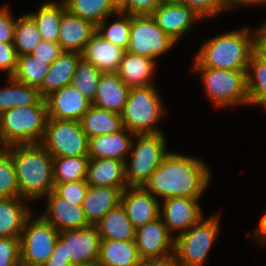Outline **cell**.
<instances>
[{
	"instance_id": "16",
	"label": "cell",
	"mask_w": 266,
	"mask_h": 266,
	"mask_svg": "<svg viewBox=\"0 0 266 266\" xmlns=\"http://www.w3.org/2000/svg\"><path fill=\"white\" fill-rule=\"evenodd\" d=\"M151 15L164 33L175 42L190 32L195 23L203 20L184 3L160 4Z\"/></svg>"
},
{
	"instance_id": "26",
	"label": "cell",
	"mask_w": 266,
	"mask_h": 266,
	"mask_svg": "<svg viewBox=\"0 0 266 266\" xmlns=\"http://www.w3.org/2000/svg\"><path fill=\"white\" fill-rule=\"evenodd\" d=\"M81 53L76 51H63L50 65L41 87L40 95L45 98L51 92L72 83L76 66Z\"/></svg>"
},
{
	"instance_id": "11",
	"label": "cell",
	"mask_w": 266,
	"mask_h": 266,
	"mask_svg": "<svg viewBox=\"0 0 266 266\" xmlns=\"http://www.w3.org/2000/svg\"><path fill=\"white\" fill-rule=\"evenodd\" d=\"M175 44L157 25L152 15H131L128 52L156 60Z\"/></svg>"
},
{
	"instance_id": "43",
	"label": "cell",
	"mask_w": 266,
	"mask_h": 266,
	"mask_svg": "<svg viewBox=\"0 0 266 266\" xmlns=\"http://www.w3.org/2000/svg\"><path fill=\"white\" fill-rule=\"evenodd\" d=\"M182 3L193 10L203 21L225 11L223 0H182Z\"/></svg>"
},
{
	"instance_id": "56",
	"label": "cell",
	"mask_w": 266,
	"mask_h": 266,
	"mask_svg": "<svg viewBox=\"0 0 266 266\" xmlns=\"http://www.w3.org/2000/svg\"><path fill=\"white\" fill-rule=\"evenodd\" d=\"M258 5H266V0H259Z\"/></svg>"
},
{
	"instance_id": "27",
	"label": "cell",
	"mask_w": 266,
	"mask_h": 266,
	"mask_svg": "<svg viewBox=\"0 0 266 266\" xmlns=\"http://www.w3.org/2000/svg\"><path fill=\"white\" fill-rule=\"evenodd\" d=\"M156 61L125 51L117 71L122 81L129 87L152 85L156 75Z\"/></svg>"
},
{
	"instance_id": "3",
	"label": "cell",
	"mask_w": 266,
	"mask_h": 266,
	"mask_svg": "<svg viewBox=\"0 0 266 266\" xmlns=\"http://www.w3.org/2000/svg\"><path fill=\"white\" fill-rule=\"evenodd\" d=\"M255 50V29L249 30L246 27L228 31L205 41L198 51L193 66L247 70L250 57Z\"/></svg>"
},
{
	"instance_id": "35",
	"label": "cell",
	"mask_w": 266,
	"mask_h": 266,
	"mask_svg": "<svg viewBox=\"0 0 266 266\" xmlns=\"http://www.w3.org/2000/svg\"><path fill=\"white\" fill-rule=\"evenodd\" d=\"M89 159V156L53 157V182L86 179Z\"/></svg>"
},
{
	"instance_id": "22",
	"label": "cell",
	"mask_w": 266,
	"mask_h": 266,
	"mask_svg": "<svg viewBox=\"0 0 266 266\" xmlns=\"http://www.w3.org/2000/svg\"><path fill=\"white\" fill-rule=\"evenodd\" d=\"M130 89L131 87L122 81L117 72L102 73L91 104L120 114L128 99Z\"/></svg>"
},
{
	"instance_id": "19",
	"label": "cell",
	"mask_w": 266,
	"mask_h": 266,
	"mask_svg": "<svg viewBox=\"0 0 266 266\" xmlns=\"http://www.w3.org/2000/svg\"><path fill=\"white\" fill-rule=\"evenodd\" d=\"M125 49L105 40L97 31L85 44L81 57L102 73L117 72Z\"/></svg>"
},
{
	"instance_id": "24",
	"label": "cell",
	"mask_w": 266,
	"mask_h": 266,
	"mask_svg": "<svg viewBox=\"0 0 266 266\" xmlns=\"http://www.w3.org/2000/svg\"><path fill=\"white\" fill-rule=\"evenodd\" d=\"M124 189L89 186L81 205L88 222L95 225L107 212L117 207Z\"/></svg>"
},
{
	"instance_id": "52",
	"label": "cell",
	"mask_w": 266,
	"mask_h": 266,
	"mask_svg": "<svg viewBox=\"0 0 266 266\" xmlns=\"http://www.w3.org/2000/svg\"><path fill=\"white\" fill-rule=\"evenodd\" d=\"M224 1V6H225V11L229 9H235L236 7H251L252 5H257L259 0H223Z\"/></svg>"
},
{
	"instance_id": "8",
	"label": "cell",
	"mask_w": 266,
	"mask_h": 266,
	"mask_svg": "<svg viewBox=\"0 0 266 266\" xmlns=\"http://www.w3.org/2000/svg\"><path fill=\"white\" fill-rule=\"evenodd\" d=\"M219 214L204 217L188 230L175 236L174 252L180 266H204L220 231Z\"/></svg>"
},
{
	"instance_id": "37",
	"label": "cell",
	"mask_w": 266,
	"mask_h": 266,
	"mask_svg": "<svg viewBox=\"0 0 266 266\" xmlns=\"http://www.w3.org/2000/svg\"><path fill=\"white\" fill-rule=\"evenodd\" d=\"M41 40L36 23L27 13L17 18L13 44L18 56L31 54Z\"/></svg>"
},
{
	"instance_id": "23",
	"label": "cell",
	"mask_w": 266,
	"mask_h": 266,
	"mask_svg": "<svg viewBox=\"0 0 266 266\" xmlns=\"http://www.w3.org/2000/svg\"><path fill=\"white\" fill-rule=\"evenodd\" d=\"M86 181L93 187L127 188L125 162L110 158H90Z\"/></svg>"
},
{
	"instance_id": "15",
	"label": "cell",
	"mask_w": 266,
	"mask_h": 266,
	"mask_svg": "<svg viewBox=\"0 0 266 266\" xmlns=\"http://www.w3.org/2000/svg\"><path fill=\"white\" fill-rule=\"evenodd\" d=\"M198 200L187 197L163 200L159 214L171 234L178 231L181 234L203 218Z\"/></svg>"
},
{
	"instance_id": "39",
	"label": "cell",
	"mask_w": 266,
	"mask_h": 266,
	"mask_svg": "<svg viewBox=\"0 0 266 266\" xmlns=\"http://www.w3.org/2000/svg\"><path fill=\"white\" fill-rule=\"evenodd\" d=\"M101 75L100 70L81 57L77 63L72 84L92 103Z\"/></svg>"
},
{
	"instance_id": "55",
	"label": "cell",
	"mask_w": 266,
	"mask_h": 266,
	"mask_svg": "<svg viewBox=\"0 0 266 266\" xmlns=\"http://www.w3.org/2000/svg\"><path fill=\"white\" fill-rule=\"evenodd\" d=\"M161 4L167 3H182V0H160Z\"/></svg>"
},
{
	"instance_id": "7",
	"label": "cell",
	"mask_w": 266,
	"mask_h": 266,
	"mask_svg": "<svg viewBox=\"0 0 266 266\" xmlns=\"http://www.w3.org/2000/svg\"><path fill=\"white\" fill-rule=\"evenodd\" d=\"M192 72L201 75L205 95L217 108L248 105L247 70L214 69L192 66Z\"/></svg>"
},
{
	"instance_id": "33",
	"label": "cell",
	"mask_w": 266,
	"mask_h": 266,
	"mask_svg": "<svg viewBox=\"0 0 266 266\" xmlns=\"http://www.w3.org/2000/svg\"><path fill=\"white\" fill-rule=\"evenodd\" d=\"M9 86L0 88V114L4 111L37 104L43 97L35 87L25 85L13 77H8Z\"/></svg>"
},
{
	"instance_id": "53",
	"label": "cell",
	"mask_w": 266,
	"mask_h": 266,
	"mask_svg": "<svg viewBox=\"0 0 266 266\" xmlns=\"http://www.w3.org/2000/svg\"><path fill=\"white\" fill-rule=\"evenodd\" d=\"M111 2L118 10L126 4V0H111Z\"/></svg>"
},
{
	"instance_id": "58",
	"label": "cell",
	"mask_w": 266,
	"mask_h": 266,
	"mask_svg": "<svg viewBox=\"0 0 266 266\" xmlns=\"http://www.w3.org/2000/svg\"><path fill=\"white\" fill-rule=\"evenodd\" d=\"M4 148L1 146V144H0V152L3 150Z\"/></svg>"
},
{
	"instance_id": "57",
	"label": "cell",
	"mask_w": 266,
	"mask_h": 266,
	"mask_svg": "<svg viewBox=\"0 0 266 266\" xmlns=\"http://www.w3.org/2000/svg\"><path fill=\"white\" fill-rule=\"evenodd\" d=\"M16 266H37V265H28V264H25V263H20L19 265H16Z\"/></svg>"
},
{
	"instance_id": "54",
	"label": "cell",
	"mask_w": 266,
	"mask_h": 266,
	"mask_svg": "<svg viewBox=\"0 0 266 266\" xmlns=\"http://www.w3.org/2000/svg\"><path fill=\"white\" fill-rule=\"evenodd\" d=\"M69 266H97V264H89V263H72Z\"/></svg>"
},
{
	"instance_id": "30",
	"label": "cell",
	"mask_w": 266,
	"mask_h": 266,
	"mask_svg": "<svg viewBox=\"0 0 266 266\" xmlns=\"http://www.w3.org/2000/svg\"><path fill=\"white\" fill-rule=\"evenodd\" d=\"M82 130L89 138L116 133L124 128L120 114L90 105L80 120Z\"/></svg>"
},
{
	"instance_id": "1",
	"label": "cell",
	"mask_w": 266,
	"mask_h": 266,
	"mask_svg": "<svg viewBox=\"0 0 266 266\" xmlns=\"http://www.w3.org/2000/svg\"><path fill=\"white\" fill-rule=\"evenodd\" d=\"M210 179V169L203 160L169 152L143 187L162 200L173 197L201 199Z\"/></svg>"
},
{
	"instance_id": "49",
	"label": "cell",
	"mask_w": 266,
	"mask_h": 266,
	"mask_svg": "<svg viewBox=\"0 0 266 266\" xmlns=\"http://www.w3.org/2000/svg\"><path fill=\"white\" fill-rule=\"evenodd\" d=\"M137 266H180L176 253L157 258L140 259Z\"/></svg>"
},
{
	"instance_id": "45",
	"label": "cell",
	"mask_w": 266,
	"mask_h": 266,
	"mask_svg": "<svg viewBox=\"0 0 266 266\" xmlns=\"http://www.w3.org/2000/svg\"><path fill=\"white\" fill-rule=\"evenodd\" d=\"M160 4V0H126L119 11L129 15H151Z\"/></svg>"
},
{
	"instance_id": "41",
	"label": "cell",
	"mask_w": 266,
	"mask_h": 266,
	"mask_svg": "<svg viewBox=\"0 0 266 266\" xmlns=\"http://www.w3.org/2000/svg\"><path fill=\"white\" fill-rule=\"evenodd\" d=\"M86 179L66 183H54L53 192L74 205H82L88 190Z\"/></svg>"
},
{
	"instance_id": "21",
	"label": "cell",
	"mask_w": 266,
	"mask_h": 266,
	"mask_svg": "<svg viewBox=\"0 0 266 266\" xmlns=\"http://www.w3.org/2000/svg\"><path fill=\"white\" fill-rule=\"evenodd\" d=\"M134 135L124 127L116 133L91 137L88 142V156L89 158H110L125 162Z\"/></svg>"
},
{
	"instance_id": "50",
	"label": "cell",
	"mask_w": 266,
	"mask_h": 266,
	"mask_svg": "<svg viewBox=\"0 0 266 266\" xmlns=\"http://www.w3.org/2000/svg\"><path fill=\"white\" fill-rule=\"evenodd\" d=\"M256 50L266 58V22L256 29Z\"/></svg>"
},
{
	"instance_id": "13",
	"label": "cell",
	"mask_w": 266,
	"mask_h": 266,
	"mask_svg": "<svg viewBox=\"0 0 266 266\" xmlns=\"http://www.w3.org/2000/svg\"><path fill=\"white\" fill-rule=\"evenodd\" d=\"M48 118L80 121L91 102L71 83L45 97Z\"/></svg>"
},
{
	"instance_id": "36",
	"label": "cell",
	"mask_w": 266,
	"mask_h": 266,
	"mask_svg": "<svg viewBox=\"0 0 266 266\" xmlns=\"http://www.w3.org/2000/svg\"><path fill=\"white\" fill-rule=\"evenodd\" d=\"M49 68L50 65L46 61H41L31 54L20 55L12 77L25 85L39 89Z\"/></svg>"
},
{
	"instance_id": "32",
	"label": "cell",
	"mask_w": 266,
	"mask_h": 266,
	"mask_svg": "<svg viewBox=\"0 0 266 266\" xmlns=\"http://www.w3.org/2000/svg\"><path fill=\"white\" fill-rule=\"evenodd\" d=\"M248 105L266 110V58L255 50L249 60L247 72Z\"/></svg>"
},
{
	"instance_id": "20",
	"label": "cell",
	"mask_w": 266,
	"mask_h": 266,
	"mask_svg": "<svg viewBox=\"0 0 266 266\" xmlns=\"http://www.w3.org/2000/svg\"><path fill=\"white\" fill-rule=\"evenodd\" d=\"M96 32V25L65 10L60 22L58 44L63 51L81 53L90 37Z\"/></svg>"
},
{
	"instance_id": "38",
	"label": "cell",
	"mask_w": 266,
	"mask_h": 266,
	"mask_svg": "<svg viewBox=\"0 0 266 266\" xmlns=\"http://www.w3.org/2000/svg\"><path fill=\"white\" fill-rule=\"evenodd\" d=\"M115 16L118 18L111 25L107 22L109 17H106L96 26V31L105 40L127 50L130 38L131 15L118 11Z\"/></svg>"
},
{
	"instance_id": "29",
	"label": "cell",
	"mask_w": 266,
	"mask_h": 266,
	"mask_svg": "<svg viewBox=\"0 0 266 266\" xmlns=\"http://www.w3.org/2000/svg\"><path fill=\"white\" fill-rule=\"evenodd\" d=\"M101 239L128 241L135 240L133 224L121 203L107 212L96 224Z\"/></svg>"
},
{
	"instance_id": "34",
	"label": "cell",
	"mask_w": 266,
	"mask_h": 266,
	"mask_svg": "<svg viewBox=\"0 0 266 266\" xmlns=\"http://www.w3.org/2000/svg\"><path fill=\"white\" fill-rule=\"evenodd\" d=\"M66 10L98 25L106 17H113L119 10L111 0H62Z\"/></svg>"
},
{
	"instance_id": "2",
	"label": "cell",
	"mask_w": 266,
	"mask_h": 266,
	"mask_svg": "<svg viewBox=\"0 0 266 266\" xmlns=\"http://www.w3.org/2000/svg\"><path fill=\"white\" fill-rule=\"evenodd\" d=\"M3 150L14 163L19 197L30 203L53 191V157L40 143L12 145Z\"/></svg>"
},
{
	"instance_id": "4",
	"label": "cell",
	"mask_w": 266,
	"mask_h": 266,
	"mask_svg": "<svg viewBox=\"0 0 266 266\" xmlns=\"http://www.w3.org/2000/svg\"><path fill=\"white\" fill-rule=\"evenodd\" d=\"M45 98L37 104L19 106L0 114V144L3 148L12 145L41 143L47 122Z\"/></svg>"
},
{
	"instance_id": "31",
	"label": "cell",
	"mask_w": 266,
	"mask_h": 266,
	"mask_svg": "<svg viewBox=\"0 0 266 266\" xmlns=\"http://www.w3.org/2000/svg\"><path fill=\"white\" fill-rule=\"evenodd\" d=\"M66 10L62 0H47L37 12L27 13L36 23L42 40L58 42L62 13Z\"/></svg>"
},
{
	"instance_id": "18",
	"label": "cell",
	"mask_w": 266,
	"mask_h": 266,
	"mask_svg": "<svg viewBox=\"0 0 266 266\" xmlns=\"http://www.w3.org/2000/svg\"><path fill=\"white\" fill-rule=\"evenodd\" d=\"M47 208L40 216L59 232L90 226L81 205H74L51 191L46 196Z\"/></svg>"
},
{
	"instance_id": "47",
	"label": "cell",
	"mask_w": 266,
	"mask_h": 266,
	"mask_svg": "<svg viewBox=\"0 0 266 266\" xmlns=\"http://www.w3.org/2000/svg\"><path fill=\"white\" fill-rule=\"evenodd\" d=\"M16 22L8 6L0 7V42H13Z\"/></svg>"
},
{
	"instance_id": "25",
	"label": "cell",
	"mask_w": 266,
	"mask_h": 266,
	"mask_svg": "<svg viewBox=\"0 0 266 266\" xmlns=\"http://www.w3.org/2000/svg\"><path fill=\"white\" fill-rule=\"evenodd\" d=\"M28 201L22 197L0 199V238L21 236L26 219L33 214Z\"/></svg>"
},
{
	"instance_id": "42",
	"label": "cell",
	"mask_w": 266,
	"mask_h": 266,
	"mask_svg": "<svg viewBox=\"0 0 266 266\" xmlns=\"http://www.w3.org/2000/svg\"><path fill=\"white\" fill-rule=\"evenodd\" d=\"M20 263V237L0 238V266H16Z\"/></svg>"
},
{
	"instance_id": "48",
	"label": "cell",
	"mask_w": 266,
	"mask_h": 266,
	"mask_svg": "<svg viewBox=\"0 0 266 266\" xmlns=\"http://www.w3.org/2000/svg\"><path fill=\"white\" fill-rule=\"evenodd\" d=\"M70 264V260H66L64 253V242L58 238L50 258L43 266H69Z\"/></svg>"
},
{
	"instance_id": "10",
	"label": "cell",
	"mask_w": 266,
	"mask_h": 266,
	"mask_svg": "<svg viewBox=\"0 0 266 266\" xmlns=\"http://www.w3.org/2000/svg\"><path fill=\"white\" fill-rule=\"evenodd\" d=\"M89 139L80 121L48 118L41 145L52 157L88 156Z\"/></svg>"
},
{
	"instance_id": "6",
	"label": "cell",
	"mask_w": 266,
	"mask_h": 266,
	"mask_svg": "<svg viewBox=\"0 0 266 266\" xmlns=\"http://www.w3.org/2000/svg\"><path fill=\"white\" fill-rule=\"evenodd\" d=\"M166 142L163 132L134 135L128 156L131 157L125 161L127 186L143 187L145 185L150 175L169 153Z\"/></svg>"
},
{
	"instance_id": "46",
	"label": "cell",
	"mask_w": 266,
	"mask_h": 266,
	"mask_svg": "<svg viewBox=\"0 0 266 266\" xmlns=\"http://www.w3.org/2000/svg\"><path fill=\"white\" fill-rule=\"evenodd\" d=\"M63 52L58 42L41 40L31 55L51 65Z\"/></svg>"
},
{
	"instance_id": "17",
	"label": "cell",
	"mask_w": 266,
	"mask_h": 266,
	"mask_svg": "<svg viewBox=\"0 0 266 266\" xmlns=\"http://www.w3.org/2000/svg\"><path fill=\"white\" fill-rule=\"evenodd\" d=\"M121 205L137 229L160 216L159 200L142 186H128L121 193Z\"/></svg>"
},
{
	"instance_id": "28",
	"label": "cell",
	"mask_w": 266,
	"mask_h": 266,
	"mask_svg": "<svg viewBox=\"0 0 266 266\" xmlns=\"http://www.w3.org/2000/svg\"><path fill=\"white\" fill-rule=\"evenodd\" d=\"M140 259L135 240L101 239L97 266H137Z\"/></svg>"
},
{
	"instance_id": "5",
	"label": "cell",
	"mask_w": 266,
	"mask_h": 266,
	"mask_svg": "<svg viewBox=\"0 0 266 266\" xmlns=\"http://www.w3.org/2000/svg\"><path fill=\"white\" fill-rule=\"evenodd\" d=\"M157 87L152 85L131 87L128 99L120 113L123 125L134 134L162 132L157 124L166 113Z\"/></svg>"
},
{
	"instance_id": "40",
	"label": "cell",
	"mask_w": 266,
	"mask_h": 266,
	"mask_svg": "<svg viewBox=\"0 0 266 266\" xmlns=\"http://www.w3.org/2000/svg\"><path fill=\"white\" fill-rule=\"evenodd\" d=\"M19 197V188L12 158L0 152V199Z\"/></svg>"
},
{
	"instance_id": "9",
	"label": "cell",
	"mask_w": 266,
	"mask_h": 266,
	"mask_svg": "<svg viewBox=\"0 0 266 266\" xmlns=\"http://www.w3.org/2000/svg\"><path fill=\"white\" fill-rule=\"evenodd\" d=\"M59 231L41 216L32 214L26 219L20 236L21 262L43 266L50 258Z\"/></svg>"
},
{
	"instance_id": "44",
	"label": "cell",
	"mask_w": 266,
	"mask_h": 266,
	"mask_svg": "<svg viewBox=\"0 0 266 266\" xmlns=\"http://www.w3.org/2000/svg\"><path fill=\"white\" fill-rule=\"evenodd\" d=\"M18 54L13 42H0V71L12 77L17 68Z\"/></svg>"
},
{
	"instance_id": "51",
	"label": "cell",
	"mask_w": 266,
	"mask_h": 266,
	"mask_svg": "<svg viewBox=\"0 0 266 266\" xmlns=\"http://www.w3.org/2000/svg\"><path fill=\"white\" fill-rule=\"evenodd\" d=\"M254 241L260 242L261 245L266 242V211L261 217L255 231L253 232Z\"/></svg>"
},
{
	"instance_id": "14",
	"label": "cell",
	"mask_w": 266,
	"mask_h": 266,
	"mask_svg": "<svg viewBox=\"0 0 266 266\" xmlns=\"http://www.w3.org/2000/svg\"><path fill=\"white\" fill-rule=\"evenodd\" d=\"M135 241L141 259L163 257L174 251L175 237L160 216L137 228Z\"/></svg>"
},
{
	"instance_id": "12",
	"label": "cell",
	"mask_w": 266,
	"mask_h": 266,
	"mask_svg": "<svg viewBox=\"0 0 266 266\" xmlns=\"http://www.w3.org/2000/svg\"><path fill=\"white\" fill-rule=\"evenodd\" d=\"M59 238L64 242L66 260L71 264H97L101 238L96 225L60 232Z\"/></svg>"
}]
</instances>
